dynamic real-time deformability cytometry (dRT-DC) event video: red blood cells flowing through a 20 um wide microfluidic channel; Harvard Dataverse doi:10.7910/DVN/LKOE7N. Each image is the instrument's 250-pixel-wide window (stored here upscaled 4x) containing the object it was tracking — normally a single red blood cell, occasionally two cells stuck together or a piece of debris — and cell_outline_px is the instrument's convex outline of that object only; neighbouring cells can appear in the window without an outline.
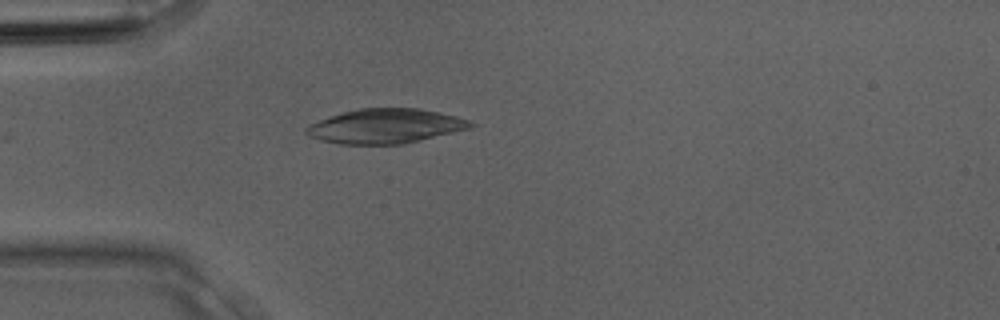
{"species": "Egyptian fruit bat (a non-hibernating species)", "species_latin": "Rousettus aegyptiacus", "temperature_condition": "room temperature", "stored_images_in_passage": 2, "camera_frame_rate_fps": 3000, "um_per_image_px": 0.085, "animal": {"sex": "male"}, "frame": {"image": 1, "passage_image": 2, "time_ms": 0.333, "image_size_px": [1000, 320], "cell_outline_px": [[476, 124], [472, 128], [404, 144], [340, 144], [320, 140], [308, 136], [304, 132], [304, 128], [308, 124], [328, 116], [340, 112], [360, 108], [420, 108], [456, 116], [468, 120]], "centroid_in_image_um": [32.72, 10.72], "position_along_channel_um": 52.3, "area_um2": 33.41}}